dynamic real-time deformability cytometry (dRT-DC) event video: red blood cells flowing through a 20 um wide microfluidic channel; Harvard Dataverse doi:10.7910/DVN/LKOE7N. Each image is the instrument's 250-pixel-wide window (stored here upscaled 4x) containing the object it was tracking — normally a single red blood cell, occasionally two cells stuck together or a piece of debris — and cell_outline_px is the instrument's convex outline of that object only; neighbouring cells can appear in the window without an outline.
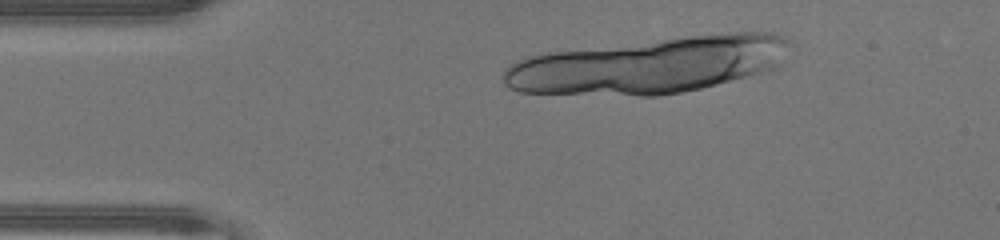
{"species": "human", "species_latin": "Homo sapiens", "temperature_condition": "warm", "stored_images_in_passage": 13, "camera_frame_rate_fps": 3000, "um_per_image_px": 0.085, "donor": {"sex": "male"}, "frame": {"image": 1, "passage_image": 6, "time_ms": 1.667, "image_size_px": [1000, 240], "cell_outline_px": [[732, 76], [708, 84], [692, 88], [672, 92], [536, 92], [576, 84], [600, 80], [732, 64]], "centroid_in_image_um": [55.57, 6.93], "position_along_channel_um": 29.4, "area_um2": 18.9}}